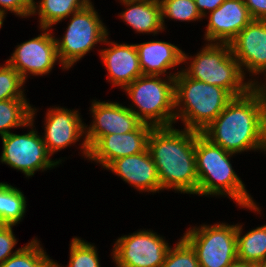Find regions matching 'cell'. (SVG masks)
I'll return each instance as SVG.
<instances>
[{"label": "cell", "mask_w": 266, "mask_h": 267, "mask_svg": "<svg viewBox=\"0 0 266 267\" xmlns=\"http://www.w3.org/2000/svg\"><path fill=\"white\" fill-rule=\"evenodd\" d=\"M266 86L233 97L201 134L223 150L237 154L265 150Z\"/></svg>", "instance_id": "6da1fadb"}, {"label": "cell", "mask_w": 266, "mask_h": 267, "mask_svg": "<svg viewBox=\"0 0 266 267\" xmlns=\"http://www.w3.org/2000/svg\"><path fill=\"white\" fill-rule=\"evenodd\" d=\"M171 127L153 128L148 139V151L155 163L161 190L196 194V131Z\"/></svg>", "instance_id": "7a4b0ae2"}, {"label": "cell", "mask_w": 266, "mask_h": 267, "mask_svg": "<svg viewBox=\"0 0 266 267\" xmlns=\"http://www.w3.org/2000/svg\"><path fill=\"white\" fill-rule=\"evenodd\" d=\"M235 154L223 150L211 143L201 133L196 132V171L198 175L197 194L200 196H224L241 208H247L261 214L253 197L249 195L245 184L232 168L230 157Z\"/></svg>", "instance_id": "3957f363"}, {"label": "cell", "mask_w": 266, "mask_h": 267, "mask_svg": "<svg viewBox=\"0 0 266 267\" xmlns=\"http://www.w3.org/2000/svg\"><path fill=\"white\" fill-rule=\"evenodd\" d=\"M175 122L201 133L225 109L233 96L224 88L188 77L182 69L175 76Z\"/></svg>", "instance_id": "277c9868"}, {"label": "cell", "mask_w": 266, "mask_h": 267, "mask_svg": "<svg viewBox=\"0 0 266 267\" xmlns=\"http://www.w3.org/2000/svg\"><path fill=\"white\" fill-rule=\"evenodd\" d=\"M189 59L190 65L187 62ZM184 63L187 65L182 71L188 77L224 88L233 97L244 95L254 86H262V81L259 83L258 79L251 78L245 82V76L229 43H207L195 57H189L183 52Z\"/></svg>", "instance_id": "5b68a950"}, {"label": "cell", "mask_w": 266, "mask_h": 267, "mask_svg": "<svg viewBox=\"0 0 266 267\" xmlns=\"http://www.w3.org/2000/svg\"><path fill=\"white\" fill-rule=\"evenodd\" d=\"M161 77L142 75L123 89L133 103L129 109L154 128L175 124V77Z\"/></svg>", "instance_id": "8992f818"}, {"label": "cell", "mask_w": 266, "mask_h": 267, "mask_svg": "<svg viewBox=\"0 0 266 267\" xmlns=\"http://www.w3.org/2000/svg\"><path fill=\"white\" fill-rule=\"evenodd\" d=\"M63 38H55L58 58L62 69L69 70L97 43H104L109 35L94 5L90 2L71 15Z\"/></svg>", "instance_id": "52a82bcc"}, {"label": "cell", "mask_w": 266, "mask_h": 267, "mask_svg": "<svg viewBox=\"0 0 266 267\" xmlns=\"http://www.w3.org/2000/svg\"><path fill=\"white\" fill-rule=\"evenodd\" d=\"M34 108L31 109V121L27 124V127L31 128L28 133L21 135L9 133L1 137L3 151L0 162L24 173L28 178L32 177L36 171L51 170L62 161L50 158L51 155L46 149L42 135H38L37 130L34 129L37 111L36 107Z\"/></svg>", "instance_id": "ba28073f"}, {"label": "cell", "mask_w": 266, "mask_h": 267, "mask_svg": "<svg viewBox=\"0 0 266 267\" xmlns=\"http://www.w3.org/2000/svg\"><path fill=\"white\" fill-rule=\"evenodd\" d=\"M183 238L196 251L200 267H227L237 259V224L189 227Z\"/></svg>", "instance_id": "9c48e42d"}, {"label": "cell", "mask_w": 266, "mask_h": 267, "mask_svg": "<svg viewBox=\"0 0 266 267\" xmlns=\"http://www.w3.org/2000/svg\"><path fill=\"white\" fill-rule=\"evenodd\" d=\"M170 247L163 236L144 229L119 237L111 257L116 267H160Z\"/></svg>", "instance_id": "30bf717a"}, {"label": "cell", "mask_w": 266, "mask_h": 267, "mask_svg": "<svg viewBox=\"0 0 266 267\" xmlns=\"http://www.w3.org/2000/svg\"><path fill=\"white\" fill-rule=\"evenodd\" d=\"M91 125H85V137L80 150L88 160L89 149L103 136L134 131L142 122L129 109L117 102L93 100L90 110Z\"/></svg>", "instance_id": "8fae6325"}, {"label": "cell", "mask_w": 266, "mask_h": 267, "mask_svg": "<svg viewBox=\"0 0 266 267\" xmlns=\"http://www.w3.org/2000/svg\"><path fill=\"white\" fill-rule=\"evenodd\" d=\"M42 33L16 46L6 63L13 67L26 82L28 74H49L56 62L60 63L52 28H40Z\"/></svg>", "instance_id": "7c38bea8"}, {"label": "cell", "mask_w": 266, "mask_h": 267, "mask_svg": "<svg viewBox=\"0 0 266 267\" xmlns=\"http://www.w3.org/2000/svg\"><path fill=\"white\" fill-rule=\"evenodd\" d=\"M229 44L244 76L249 72V76L266 77V20L252 19Z\"/></svg>", "instance_id": "4fadbf2b"}, {"label": "cell", "mask_w": 266, "mask_h": 267, "mask_svg": "<svg viewBox=\"0 0 266 267\" xmlns=\"http://www.w3.org/2000/svg\"><path fill=\"white\" fill-rule=\"evenodd\" d=\"M154 127L141 123L134 131L101 137L90 149L88 160L106 169L114 160L148 149L149 135Z\"/></svg>", "instance_id": "5bb4252c"}, {"label": "cell", "mask_w": 266, "mask_h": 267, "mask_svg": "<svg viewBox=\"0 0 266 267\" xmlns=\"http://www.w3.org/2000/svg\"><path fill=\"white\" fill-rule=\"evenodd\" d=\"M47 111L42 139L51 156L85 137V124L78 110L58 106Z\"/></svg>", "instance_id": "9a60e30c"}, {"label": "cell", "mask_w": 266, "mask_h": 267, "mask_svg": "<svg viewBox=\"0 0 266 267\" xmlns=\"http://www.w3.org/2000/svg\"><path fill=\"white\" fill-rule=\"evenodd\" d=\"M208 15L204 32L208 43H230L252 21L243 0H225Z\"/></svg>", "instance_id": "2e32d148"}, {"label": "cell", "mask_w": 266, "mask_h": 267, "mask_svg": "<svg viewBox=\"0 0 266 267\" xmlns=\"http://www.w3.org/2000/svg\"><path fill=\"white\" fill-rule=\"evenodd\" d=\"M106 37L104 43L109 48L100 50L101 62L106 67L108 82L113 86L124 89L128 84L143 75L138 52L135 44L108 41Z\"/></svg>", "instance_id": "e0dca14e"}, {"label": "cell", "mask_w": 266, "mask_h": 267, "mask_svg": "<svg viewBox=\"0 0 266 267\" xmlns=\"http://www.w3.org/2000/svg\"><path fill=\"white\" fill-rule=\"evenodd\" d=\"M106 170H111L137 191L150 193L161 191L158 170L148 149L135 155L116 159Z\"/></svg>", "instance_id": "ac0fdd59"}, {"label": "cell", "mask_w": 266, "mask_h": 267, "mask_svg": "<svg viewBox=\"0 0 266 267\" xmlns=\"http://www.w3.org/2000/svg\"><path fill=\"white\" fill-rule=\"evenodd\" d=\"M135 46L143 75L175 77L180 72L167 73V70L175 69L183 63L184 51L178 46L157 40L137 43Z\"/></svg>", "instance_id": "d6986e66"}, {"label": "cell", "mask_w": 266, "mask_h": 267, "mask_svg": "<svg viewBox=\"0 0 266 267\" xmlns=\"http://www.w3.org/2000/svg\"><path fill=\"white\" fill-rule=\"evenodd\" d=\"M126 10L119 15L137 33L155 36L164 31L159 0L123 1Z\"/></svg>", "instance_id": "ffe728a7"}, {"label": "cell", "mask_w": 266, "mask_h": 267, "mask_svg": "<svg viewBox=\"0 0 266 267\" xmlns=\"http://www.w3.org/2000/svg\"><path fill=\"white\" fill-rule=\"evenodd\" d=\"M90 2L91 0H32L31 16L38 14L39 28H51Z\"/></svg>", "instance_id": "44dd1931"}, {"label": "cell", "mask_w": 266, "mask_h": 267, "mask_svg": "<svg viewBox=\"0 0 266 267\" xmlns=\"http://www.w3.org/2000/svg\"><path fill=\"white\" fill-rule=\"evenodd\" d=\"M237 223V259L259 263L266 260V224L251 229L242 236V227Z\"/></svg>", "instance_id": "7402d4cb"}, {"label": "cell", "mask_w": 266, "mask_h": 267, "mask_svg": "<svg viewBox=\"0 0 266 267\" xmlns=\"http://www.w3.org/2000/svg\"><path fill=\"white\" fill-rule=\"evenodd\" d=\"M26 203V197L21 190L0 182V224H19L26 213Z\"/></svg>", "instance_id": "603a6c76"}, {"label": "cell", "mask_w": 266, "mask_h": 267, "mask_svg": "<svg viewBox=\"0 0 266 267\" xmlns=\"http://www.w3.org/2000/svg\"><path fill=\"white\" fill-rule=\"evenodd\" d=\"M32 107L27 99L1 100L0 136L11 133V128L27 127L31 121Z\"/></svg>", "instance_id": "cb8c5ba5"}, {"label": "cell", "mask_w": 266, "mask_h": 267, "mask_svg": "<svg viewBox=\"0 0 266 267\" xmlns=\"http://www.w3.org/2000/svg\"><path fill=\"white\" fill-rule=\"evenodd\" d=\"M43 249L40 241L35 238L1 263L0 267H62L50 259Z\"/></svg>", "instance_id": "d4e9b609"}, {"label": "cell", "mask_w": 266, "mask_h": 267, "mask_svg": "<svg viewBox=\"0 0 266 267\" xmlns=\"http://www.w3.org/2000/svg\"><path fill=\"white\" fill-rule=\"evenodd\" d=\"M161 5L162 24L165 30V19L183 22L202 20L201 14L193 0H159Z\"/></svg>", "instance_id": "484cf974"}, {"label": "cell", "mask_w": 266, "mask_h": 267, "mask_svg": "<svg viewBox=\"0 0 266 267\" xmlns=\"http://www.w3.org/2000/svg\"><path fill=\"white\" fill-rule=\"evenodd\" d=\"M67 267H101L96 246L74 237L70 243Z\"/></svg>", "instance_id": "4316f807"}, {"label": "cell", "mask_w": 266, "mask_h": 267, "mask_svg": "<svg viewBox=\"0 0 266 267\" xmlns=\"http://www.w3.org/2000/svg\"><path fill=\"white\" fill-rule=\"evenodd\" d=\"M25 81L21 75L7 63L0 65V101L8 99H27Z\"/></svg>", "instance_id": "83f0119b"}, {"label": "cell", "mask_w": 266, "mask_h": 267, "mask_svg": "<svg viewBox=\"0 0 266 267\" xmlns=\"http://www.w3.org/2000/svg\"><path fill=\"white\" fill-rule=\"evenodd\" d=\"M160 267H200V265L196 251L181 237L173 248L170 247Z\"/></svg>", "instance_id": "f1b7e54d"}, {"label": "cell", "mask_w": 266, "mask_h": 267, "mask_svg": "<svg viewBox=\"0 0 266 267\" xmlns=\"http://www.w3.org/2000/svg\"><path fill=\"white\" fill-rule=\"evenodd\" d=\"M14 225L0 224V264L13 256L20 248L14 250L18 240L13 232Z\"/></svg>", "instance_id": "f546056e"}, {"label": "cell", "mask_w": 266, "mask_h": 267, "mask_svg": "<svg viewBox=\"0 0 266 267\" xmlns=\"http://www.w3.org/2000/svg\"><path fill=\"white\" fill-rule=\"evenodd\" d=\"M10 11L19 17H30L32 12V0H0V17L5 19Z\"/></svg>", "instance_id": "4dcf8cb0"}, {"label": "cell", "mask_w": 266, "mask_h": 267, "mask_svg": "<svg viewBox=\"0 0 266 267\" xmlns=\"http://www.w3.org/2000/svg\"><path fill=\"white\" fill-rule=\"evenodd\" d=\"M252 19L266 20V0H243Z\"/></svg>", "instance_id": "1f68e13d"}, {"label": "cell", "mask_w": 266, "mask_h": 267, "mask_svg": "<svg viewBox=\"0 0 266 267\" xmlns=\"http://www.w3.org/2000/svg\"><path fill=\"white\" fill-rule=\"evenodd\" d=\"M198 12L203 18L218 8L225 0H193ZM208 10V11H207Z\"/></svg>", "instance_id": "d6a6232c"}, {"label": "cell", "mask_w": 266, "mask_h": 267, "mask_svg": "<svg viewBox=\"0 0 266 267\" xmlns=\"http://www.w3.org/2000/svg\"><path fill=\"white\" fill-rule=\"evenodd\" d=\"M227 267H254V263L236 259Z\"/></svg>", "instance_id": "836d02e7"}, {"label": "cell", "mask_w": 266, "mask_h": 267, "mask_svg": "<svg viewBox=\"0 0 266 267\" xmlns=\"http://www.w3.org/2000/svg\"><path fill=\"white\" fill-rule=\"evenodd\" d=\"M254 267H266V260L263 262L255 263Z\"/></svg>", "instance_id": "e575fe53"}, {"label": "cell", "mask_w": 266, "mask_h": 267, "mask_svg": "<svg viewBox=\"0 0 266 267\" xmlns=\"http://www.w3.org/2000/svg\"><path fill=\"white\" fill-rule=\"evenodd\" d=\"M3 21H4V19L2 17H0V29H1L2 25H3Z\"/></svg>", "instance_id": "d590c367"}, {"label": "cell", "mask_w": 266, "mask_h": 267, "mask_svg": "<svg viewBox=\"0 0 266 267\" xmlns=\"http://www.w3.org/2000/svg\"><path fill=\"white\" fill-rule=\"evenodd\" d=\"M120 2H123V1H144V0H119Z\"/></svg>", "instance_id": "8d00e7d4"}, {"label": "cell", "mask_w": 266, "mask_h": 267, "mask_svg": "<svg viewBox=\"0 0 266 267\" xmlns=\"http://www.w3.org/2000/svg\"><path fill=\"white\" fill-rule=\"evenodd\" d=\"M264 152H266V133H265V150Z\"/></svg>", "instance_id": "74e56055"}]
</instances>
